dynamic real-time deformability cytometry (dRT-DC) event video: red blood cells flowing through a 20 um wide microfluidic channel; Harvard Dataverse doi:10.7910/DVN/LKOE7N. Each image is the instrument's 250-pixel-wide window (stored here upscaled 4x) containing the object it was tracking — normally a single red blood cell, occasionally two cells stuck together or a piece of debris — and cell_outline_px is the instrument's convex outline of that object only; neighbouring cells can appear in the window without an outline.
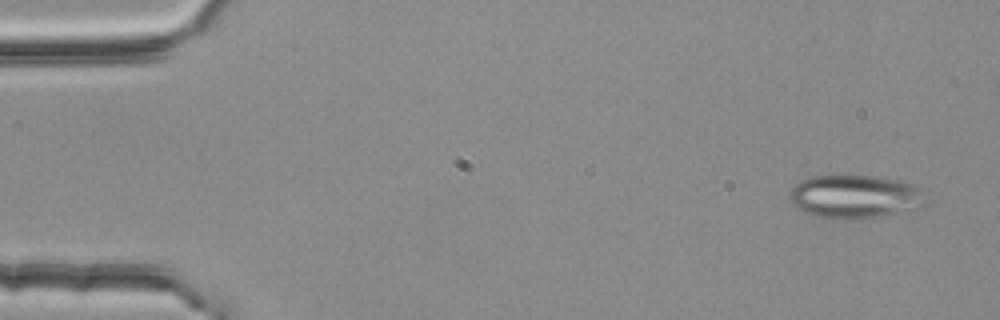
{"species": "common noctule bat (a hibernating species)", "species_latin": "Nyctalus noctula", "temperature_condition": "room temperature", "stored_images_in_passage": 4, "camera_frame_rate_fps": 3000, "um_per_image_px": 0.085, "animal": {"sex": "female", "body_mass_g": 25.1}, "frame": {"image": 1, "passage_image": 1, "time_ms": 0.0, "image_size_px": [1000, 320], "cell_outline_px": [[928, 204], [924, 208], [912, 212], [872, 216], [816, 216], [804, 212], [796, 208], [792, 204], [788, 196], [792, 188], [800, 180], [808, 176], [876, 176], [900, 180], [912, 184], [916, 188]], "centroid_in_image_um": [72.69, 16.68], "position_along_channel_um": 12.3, "area_um2": 33.87}}